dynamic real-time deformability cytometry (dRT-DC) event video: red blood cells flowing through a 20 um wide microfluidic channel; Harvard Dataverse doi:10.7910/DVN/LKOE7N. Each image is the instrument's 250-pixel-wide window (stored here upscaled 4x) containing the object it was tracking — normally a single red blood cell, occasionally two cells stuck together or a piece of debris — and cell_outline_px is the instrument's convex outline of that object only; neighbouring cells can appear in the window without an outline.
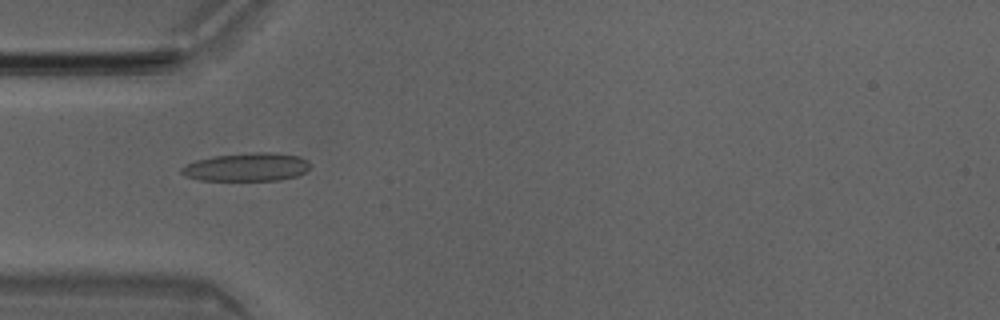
{"species": "Egyptian fruit bat (a non-hibernating species)", "species_latin": "Rousettus aegyptiacus", "temperature_condition": "room temperature", "stored_images_in_passage": 40, "camera_frame_rate_fps": 3000, "um_per_image_px": 0.085, "animal": {"sex": "male"}, "frame": {"image": 1, "passage_image": 5, "time_ms": 1.333, "image_size_px": [1000, 320], "cell_outline_px": [[308, 168], [304, 172], [296, 176], [280, 180], [200, 180], [184, 176], [180, 172], [180, 168], [196, 160], [212, 156], [252, 152], [272, 152], [300, 156], [308, 160]], "centroid_in_image_um": [20.95, 14.19], "position_along_channel_um": 64.0, "area_um2": 21.21}}
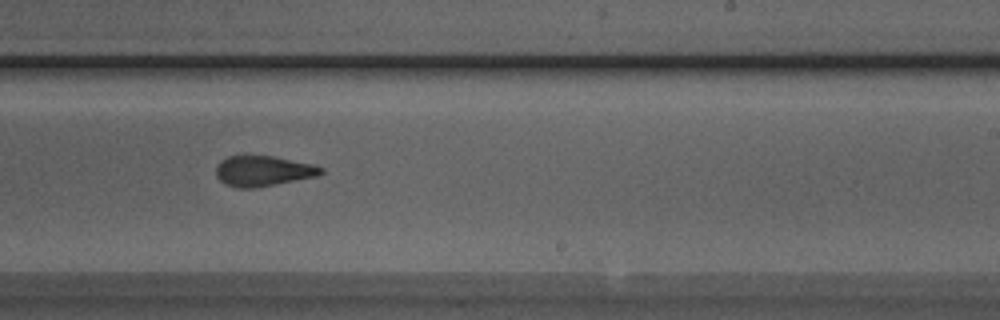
{"frame": {"image": 2, "passage_image": 20, "time_ms": 6.333, "image_size_px": [1000, 320], "cell_outline_px": [[324, 172], [316, 176], [256, 188], [236, 188], [224, 184], [216, 176], [216, 164], [220, 160], [228, 156], [272, 156], [316, 164], [324, 168]], "centroid_in_image_um": [22.35, 14.53], "position_along_channel_um": 266.6, "area_um2": 18.79}}
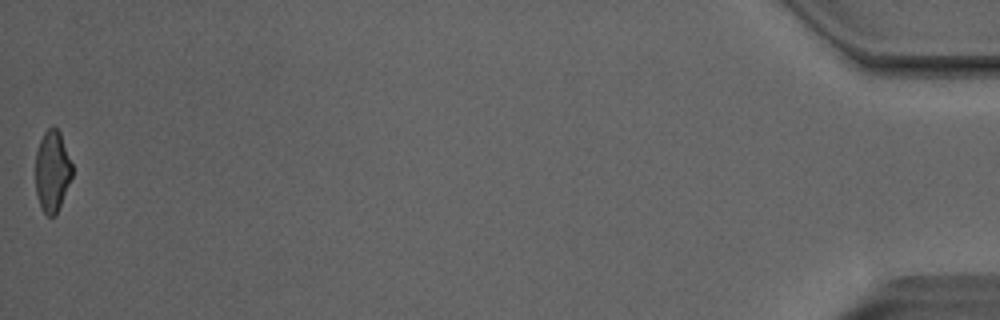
{"frame": {"image": 3, "passage_image": 40, "time_ms": 13.0, "image_size_px": [1000, 320], "cell_outline_px": [[72, 176], [56, 216], [48, 216], [44, 212], [40, 204], [36, 192], [36, 152], [40, 140], [44, 132], [52, 124], [60, 132], [72, 164]], "centroid_in_image_um": [4.44, 14.53], "position_along_channel_um": 430.8, "area_um2": 17.28}, "authors_computed_cell_mechanics": {"area_um2": 18.9295, "velocity_mm_per_s": 4.0464, "shape_relaxation_time_tau1_ms": 3.9387, "shape_relaxation_time_tau2_ms": 2.3373, "deformation_change_tau1": 0.1554, "deformation_change_tau2": 0.1259}}